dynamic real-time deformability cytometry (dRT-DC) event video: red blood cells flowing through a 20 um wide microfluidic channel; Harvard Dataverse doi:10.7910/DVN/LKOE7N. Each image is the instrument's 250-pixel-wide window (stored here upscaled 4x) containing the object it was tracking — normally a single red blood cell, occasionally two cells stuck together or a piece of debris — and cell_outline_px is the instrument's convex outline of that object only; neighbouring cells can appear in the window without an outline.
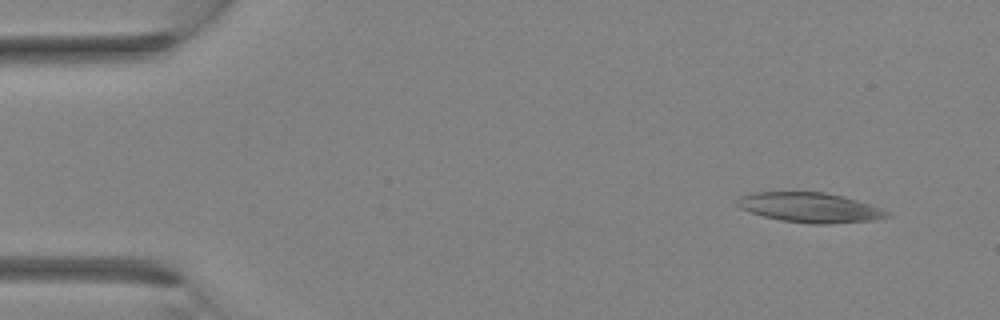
{"species": "Egyptian fruit bat (a non-hibernating species)", "species_latin": "Rousettus aegyptiacus", "temperature_condition": "room temperature", "stored_images_in_passage": 33, "camera_frame_rate_fps": 3000, "um_per_image_px": 0.085, "animal": {"sex": "female"}, "frame": {"image": 1, "passage_image": 3, "time_ms": 0.667, "image_size_px": [1000, 320], "cell_outline_px": [[892, 216], [872, 220], [832, 224], [812, 224], [780, 220], [764, 216], [740, 208], [736, 204], [736, 200], [740, 196], [748, 192], [824, 192], [856, 200], [880, 208], [888, 212]], "centroid_in_image_um": [68.8, 17.64], "position_along_channel_um": 16.2, "area_um2": 25.89}}
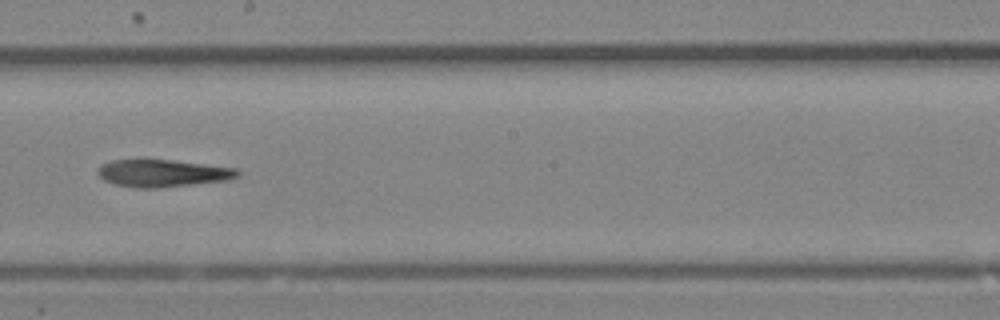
{"frame": {"image": 2, "passage_image": 19, "time_ms": 6.0, "image_size_px": [1000, 320], "cell_outline_px": [[240, 176], [232, 180], [160, 188], [136, 188], [116, 184], [104, 180], [96, 172], [100, 164], [112, 160], [172, 160], [240, 168]], "centroid_in_image_um": [13.9, 14.73], "position_along_channel_um": 234.3, "area_um2": 22.6}}
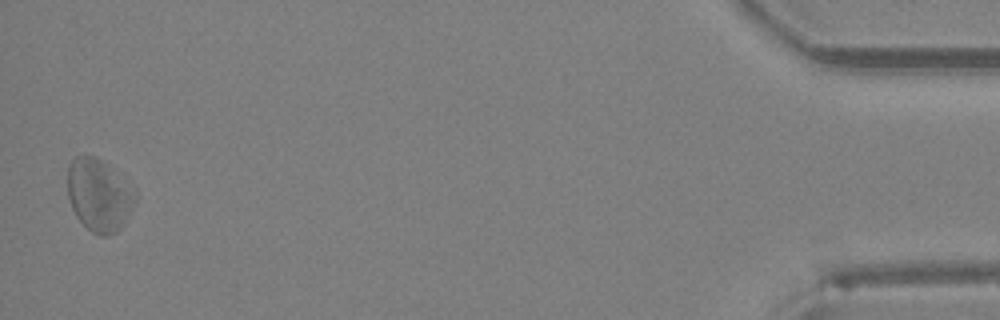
{"frame": {"image": 3, "passage_image": 33, "time_ms": 10.667, "image_size_px": [1000, 320], "cell_outline_px": [[136, 204], [124, 224], [116, 232], [108, 236], [100, 236], [92, 232], [76, 216], [68, 200], [68, 164], [76, 156], [96, 156], [136, 188]], "centroid_in_image_um": [8.45, 16.59], "position_along_channel_um": 426.8, "area_um2": 28.84}}